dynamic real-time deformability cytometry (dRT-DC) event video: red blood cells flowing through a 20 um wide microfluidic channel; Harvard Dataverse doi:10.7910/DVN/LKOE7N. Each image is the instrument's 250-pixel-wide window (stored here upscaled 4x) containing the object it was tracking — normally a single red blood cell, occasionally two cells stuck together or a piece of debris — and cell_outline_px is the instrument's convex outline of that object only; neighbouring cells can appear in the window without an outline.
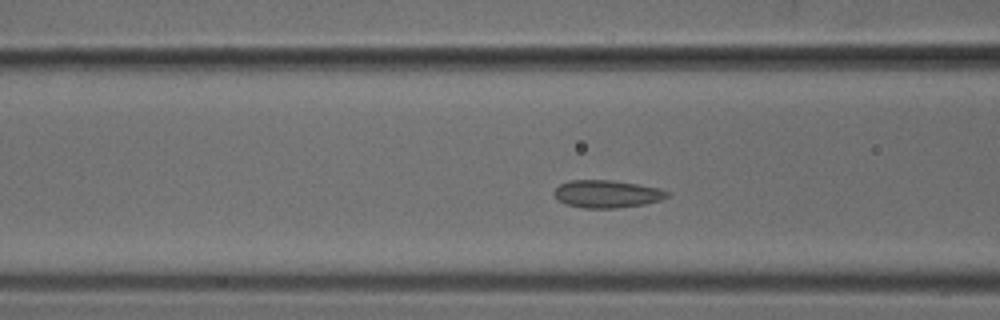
{"species": "common noctule bat (a hibernating species)", "species_latin": "Nyctalus noctula", "temperature_condition": "cold", "stored_images_in_passage": 39, "camera_frame_rate_fps": 3000, "um_per_image_px": 0.085, "animal": {"sex": "male", "body_mass_g": 18.8}, "frame": {"image": 1, "passage_image": 6, "time_ms": 1.667, "image_size_px": [1000, 320], "cell_outline_px": [[672, 192], [668, 196], [660, 200], [644, 204], [616, 208], [584, 208], [564, 204], [552, 196], [552, 192], [560, 184], [568, 180], [612, 180], [636, 184], [656, 188]], "centroid_in_image_um": [51.53, 16.49], "position_along_channel_um": 115.1, "area_um2": 18.26}}
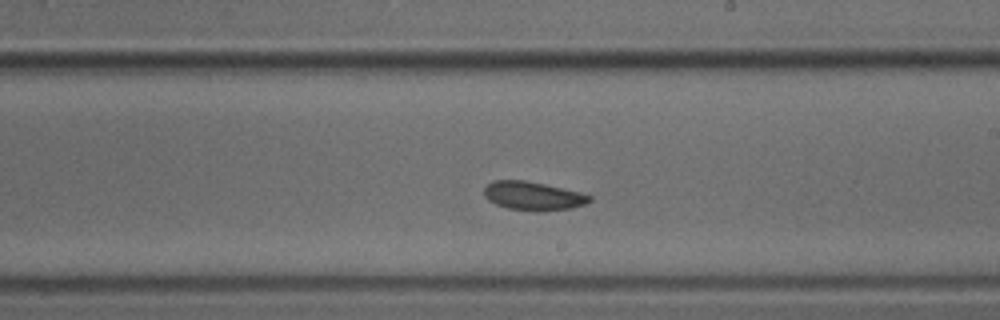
{"frame": {"image": 2, "passage_image": 16, "time_ms": 5.0, "image_size_px": [1000, 320], "cell_outline_px": [[592, 200], [584, 204], [572, 208], [544, 212], [536, 212], [508, 208], [496, 204], [488, 200], [484, 196], [484, 188], [492, 180], [524, 180], [544, 184], [580, 192], [592, 196]], "centroid_in_image_um": [45.31, 16.66], "position_along_channel_um": 243.7, "area_um2": 17.74}}
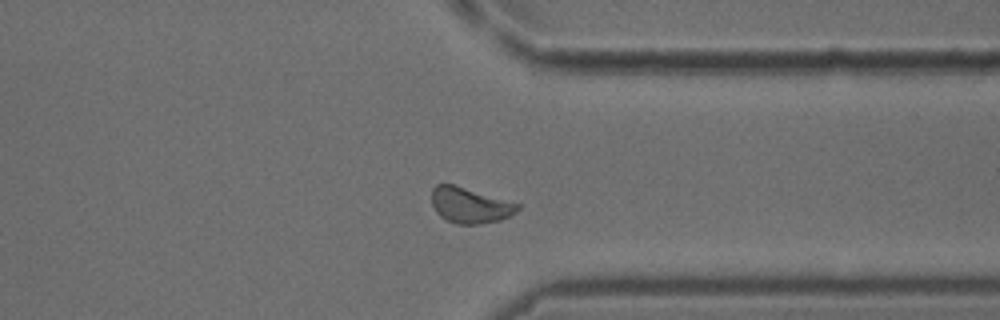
{"frame": {"image": 3, "passage_image": 26, "time_ms": 8.333, "image_size_px": [1000, 320], "cell_outline_px": [[520, 208], [516, 212], [500, 220], [480, 224], [456, 224], [440, 216], [436, 212], [432, 204], [432, 188], [436, 184], [452, 184], [520, 204]], "centroid_in_image_um": [39.93, 17.45], "position_along_channel_um": 371.5, "area_um2": 17.63}}